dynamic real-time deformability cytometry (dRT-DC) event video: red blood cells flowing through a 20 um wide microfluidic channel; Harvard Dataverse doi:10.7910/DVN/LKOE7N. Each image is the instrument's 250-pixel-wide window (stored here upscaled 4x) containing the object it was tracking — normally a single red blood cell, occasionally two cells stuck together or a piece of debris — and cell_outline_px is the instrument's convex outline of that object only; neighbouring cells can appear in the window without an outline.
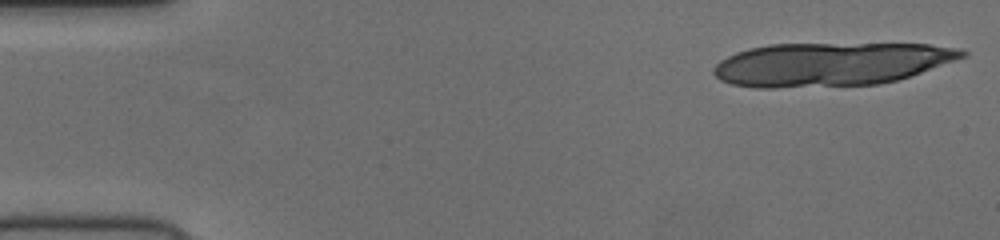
{"species": "human", "species_latin": "Homo sapiens", "temperature_condition": "cold", "stored_images_in_passage": 19, "camera_frame_rate_fps": 3000, "um_per_image_px": 0.085, "donor": {"sex": "female"}, "frame": {"image": 1, "passage_image": 1, "time_ms": 0.0, "image_size_px": [1000, 240], "cell_outline_px": [[968, 56], [896, 80], [880, 84], [776, 88], [756, 88], [732, 84], [720, 80], [712, 72], [712, 68], [720, 60], [736, 52], [748, 48], [768, 44], [928, 44], [960, 48], [968, 52]], "centroid_in_image_um": [70.58, 5.45], "position_along_channel_um": 14.4, "area_um2": 63.06}}
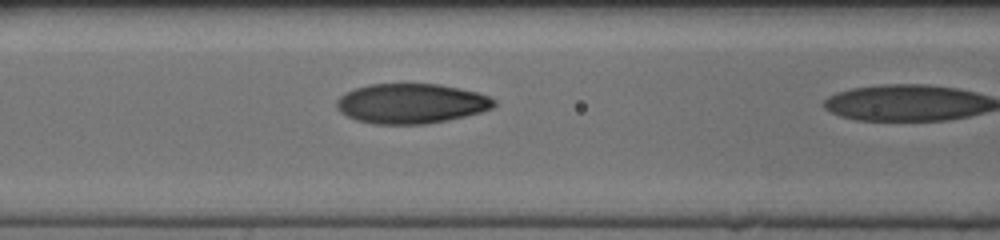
{"frame": {"image": 2, "passage_image": 18, "time_ms": 5.667, "image_size_px": [1000, 240], "cell_outline_px": [[496, 104], [492, 108], [480, 112], [448, 120], [424, 124], [372, 124], [356, 120], [340, 112], [336, 108], [336, 100], [340, 96], [356, 88], [372, 84], [440, 84], [460, 88], [476, 92], [488, 96], [496, 100]], "centroid_in_image_um": [34.95, 8.8], "position_along_channel_um": 131.7, "area_um2": 36.53}}